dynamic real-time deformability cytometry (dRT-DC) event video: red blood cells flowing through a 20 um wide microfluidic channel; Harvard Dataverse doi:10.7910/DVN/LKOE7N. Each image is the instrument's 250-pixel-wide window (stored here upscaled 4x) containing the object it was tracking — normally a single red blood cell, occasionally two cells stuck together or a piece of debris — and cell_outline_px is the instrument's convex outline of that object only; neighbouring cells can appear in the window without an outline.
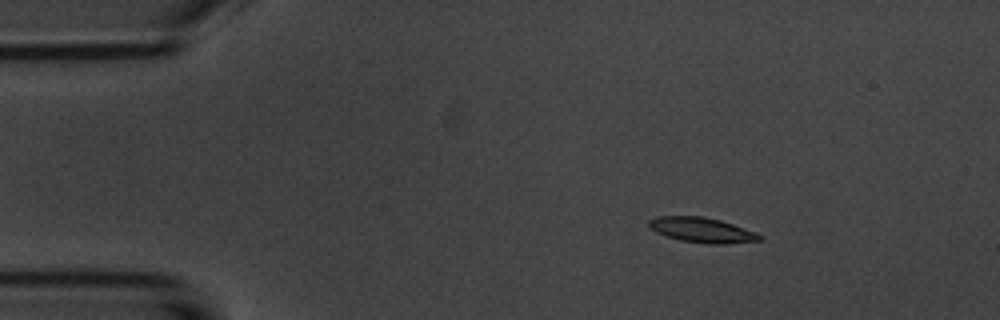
{"species": "common noctule bat (a hibernating species)", "species_latin": "Nyctalus noctula", "temperature_condition": "room temperature", "stored_images_in_passage": 4, "camera_frame_rate_fps": 3000, "um_per_image_px": 0.085, "animal": {"sex": "male", "body_mass_g": 20.1, "forearm_length_mm": 53.5}, "frame": {"image": 1, "passage_image": 2, "time_ms": 1.333, "image_size_px": [1000, 320], "cell_outline_px": [[764, 236], [760, 240], [724, 244], [708, 244], [680, 240], [656, 232], [648, 224], [648, 220], [656, 216], [700, 216], [720, 220], [756, 232]], "centroid_in_image_um": [59.67, 19.55], "position_along_channel_um": 25.3, "area_um2": 16.01}}